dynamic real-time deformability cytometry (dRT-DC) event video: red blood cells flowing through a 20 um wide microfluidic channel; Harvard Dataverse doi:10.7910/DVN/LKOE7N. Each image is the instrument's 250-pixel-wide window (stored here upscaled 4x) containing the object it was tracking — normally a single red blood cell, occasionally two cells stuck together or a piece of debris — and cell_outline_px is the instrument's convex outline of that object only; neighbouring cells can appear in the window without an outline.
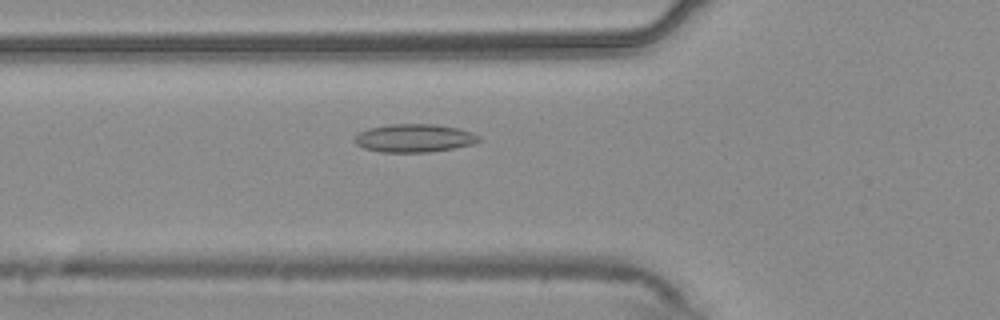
{"species": "common noctule bat (a hibernating species)", "species_latin": "Nyctalus noctula", "temperature_condition": "warm", "stored_images_in_passage": 55, "camera_frame_rate_fps": 3000, "um_per_image_px": 0.085, "animal": {"sex": "male", "body_mass_g": 20.4}, "frame": {"image": 1, "passage_image": 20, "time_ms": 6.333, "image_size_px": [1000, 320], "cell_outline_px": [[480, 140], [472, 144], [456, 148], [428, 152], [380, 152], [364, 148], [356, 144], [352, 140], [360, 132], [368, 128], [388, 124], [436, 124], [456, 128], [472, 132], [480, 136]], "centroid_in_image_um": [35.2, 11.74], "position_along_channel_um": 90.6, "area_um2": 20.46}}
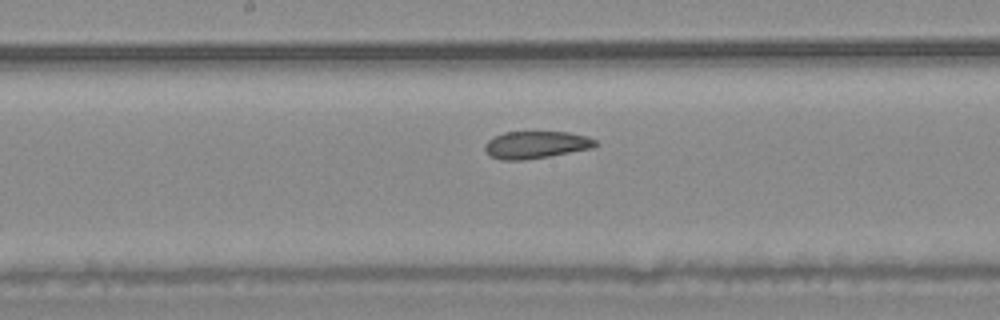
{"frame": {"image": 2, "passage_image": 29, "time_ms": 9.333, "image_size_px": [1000, 320], "cell_outline_px": [[600, 144], [592, 148], [548, 156], [524, 160], [500, 160], [492, 156], [484, 148], [484, 144], [488, 140], [504, 132], [568, 132], [588, 136], [596, 140]], "centroid_in_image_um": [45.59, 12.3], "position_along_channel_um": 202.6, "area_um2": 17.51}}
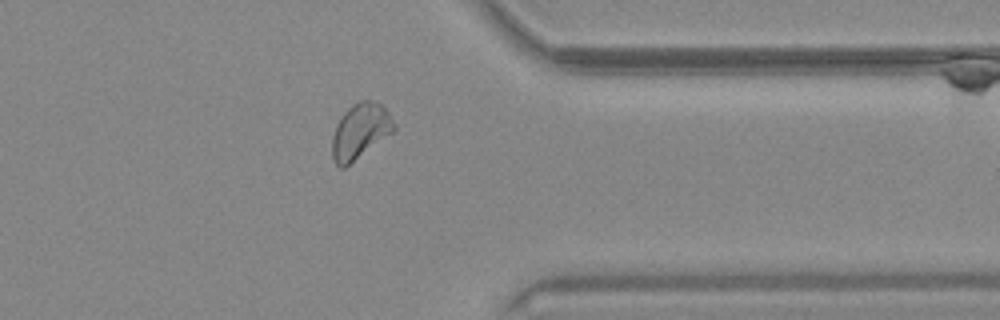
{"frame": {"image": 3, "passage_image": 44, "time_ms": 14.333, "image_size_px": [1000, 320], "cell_outline_px": [[396, 128], [392, 132], [344, 168], [340, 168], [332, 160], [332, 136], [336, 124], [340, 116], [352, 104], [360, 100], [372, 100], [380, 104], [388, 112], [396, 124]], "centroid_in_image_um": [30.58, 11.14], "position_along_channel_um": 380.8, "area_um2": 19.83}, "authors_computed_cell_mechanics": {"area_um2": 19.8832, "velocity_mm_per_s": 3.7128, "shape_relaxation_time_tau1_ms": null, "shape_relaxation_time_tau2_ms": 2.5267, "deformation_change_tau1": null, "deformation_change_tau2": 0.0878}}